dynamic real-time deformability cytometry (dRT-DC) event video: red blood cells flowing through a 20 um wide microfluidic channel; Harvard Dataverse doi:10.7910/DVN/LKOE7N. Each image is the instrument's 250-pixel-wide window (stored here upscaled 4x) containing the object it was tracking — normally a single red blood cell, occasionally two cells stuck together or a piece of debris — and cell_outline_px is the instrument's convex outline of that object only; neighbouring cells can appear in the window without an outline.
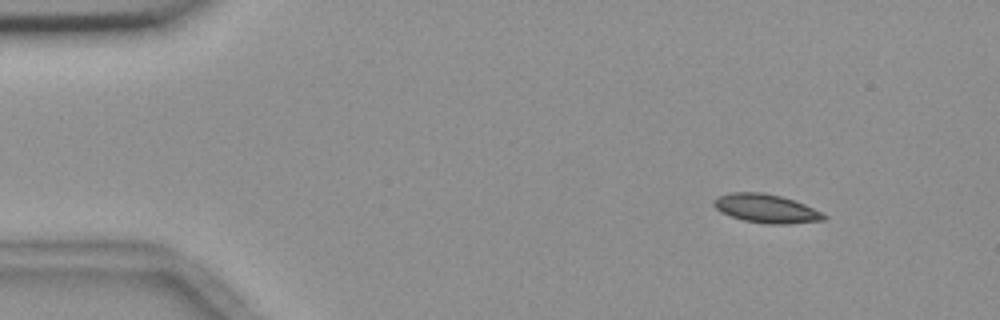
{"species": "common noctule bat (a hibernating species)", "species_latin": "Nyctalus noctula", "temperature_condition": "room temperature", "stored_images_in_passage": 11, "camera_frame_rate_fps": 3000, "um_per_image_px": 0.085, "animal": {"sex": "female", "body_mass_g": 18.4}, "frame": {"image": 1, "passage_image": 1, "time_ms": 0.0, "image_size_px": [1000, 320], "cell_outline_px": [[828, 216], [824, 220], [788, 224], [768, 224], [744, 220], [720, 212], [712, 204], [712, 200], [716, 196], [728, 192], [764, 192], [780, 196], [804, 204]], "centroid_in_image_um": [65.06, 17.71], "position_along_channel_um": 19.9, "area_um2": 18.38}}
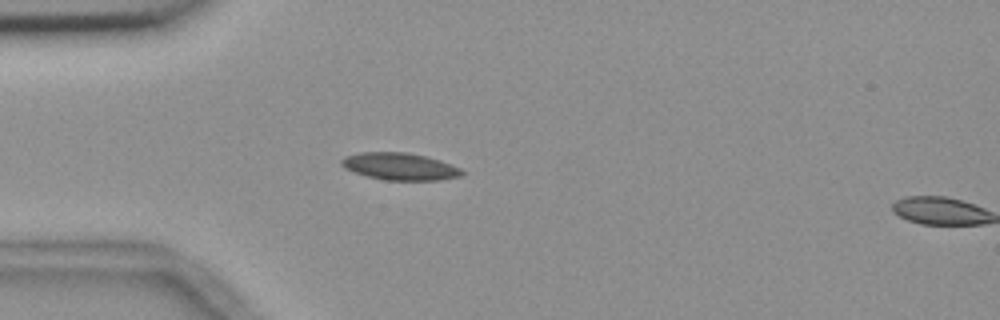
{"frame": {"image": 2, "passage_image": 10, "time_ms": 3.0, "image_size_px": [1000, 320], "cell_outline_px": [[464, 172], [460, 176], [440, 180], [384, 180], [368, 176], [344, 168], [340, 164], [340, 160], [344, 156], [360, 152], [408, 152], [440, 160], [460, 168]], "centroid_in_image_um": [33.96, 14.14], "position_along_channel_um": 51.0, "area_um2": 19.02}}